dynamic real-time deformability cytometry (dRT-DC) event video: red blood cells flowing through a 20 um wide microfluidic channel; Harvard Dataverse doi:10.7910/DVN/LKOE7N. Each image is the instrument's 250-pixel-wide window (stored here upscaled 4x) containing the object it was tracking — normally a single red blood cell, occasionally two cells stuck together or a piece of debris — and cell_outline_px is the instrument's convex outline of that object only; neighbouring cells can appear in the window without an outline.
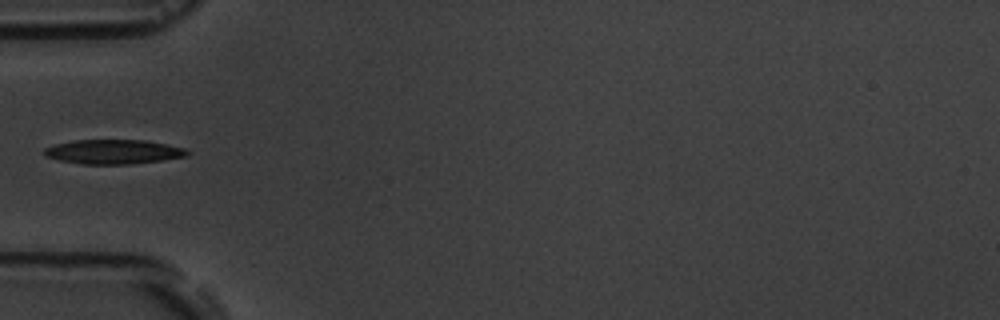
{"species": "common noctule bat (a hibernating species)", "species_latin": "Nyctalus noctula", "temperature_condition": "room temperature", "stored_images_in_passage": 6, "camera_frame_rate_fps": 3000, "um_per_image_px": 0.085, "animal": {"sex": "male", "body_mass_g": 19.5, "forearm_length_mm": 54.6}, "frame": {"image": 1, "passage_image": 6, "time_ms": 5.667, "image_size_px": [1000, 320], "cell_outline_px": [[192, 152], [188, 156], [132, 164], [80, 164], [60, 160], [44, 156], [44, 148], [56, 144], [72, 140], [144, 140], [188, 148]], "centroid_in_image_um": [9.68, 12.9], "position_along_channel_um": 75.3, "area_um2": 20.46}}